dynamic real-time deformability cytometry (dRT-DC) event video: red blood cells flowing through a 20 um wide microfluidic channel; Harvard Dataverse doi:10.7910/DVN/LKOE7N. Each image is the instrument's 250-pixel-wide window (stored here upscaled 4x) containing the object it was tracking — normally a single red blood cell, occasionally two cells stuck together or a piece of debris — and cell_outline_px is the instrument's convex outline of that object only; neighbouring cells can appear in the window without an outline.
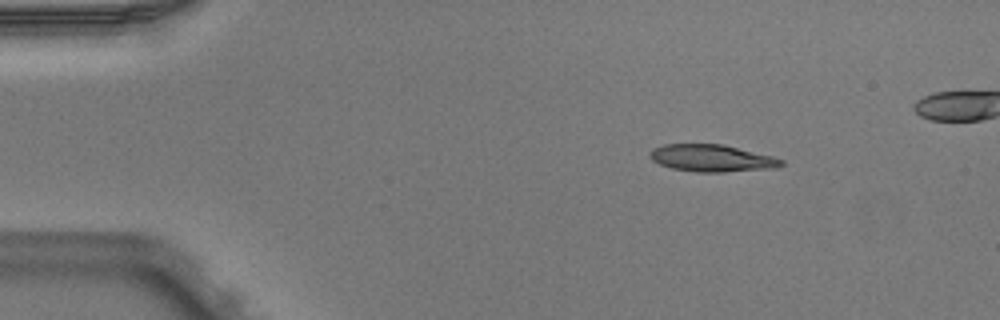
{"species": "Egyptian fruit bat (a non-hibernating species)", "species_latin": "Rousettus aegyptiacus", "temperature_condition": "warm", "stored_images_in_passage": 5, "camera_frame_rate_fps": 3000, "um_per_image_px": 0.085, "animal": {"sex": "male"}, "frame": {"image": 1, "passage_image": 2, "time_ms": 0.333, "image_size_px": [1000, 320], "cell_outline_px": [[784, 164], [776, 168], [724, 172], [696, 172], [672, 168], [660, 164], [652, 160], [648, 156], [648, 152], [652, 148], [664, 144], [724, 144], [772, 156], [784, 160]], "centroid_in_image_um": [60.49, 13.44], "position_along_channel_um": 24.5, "area_um2": 20.92}}